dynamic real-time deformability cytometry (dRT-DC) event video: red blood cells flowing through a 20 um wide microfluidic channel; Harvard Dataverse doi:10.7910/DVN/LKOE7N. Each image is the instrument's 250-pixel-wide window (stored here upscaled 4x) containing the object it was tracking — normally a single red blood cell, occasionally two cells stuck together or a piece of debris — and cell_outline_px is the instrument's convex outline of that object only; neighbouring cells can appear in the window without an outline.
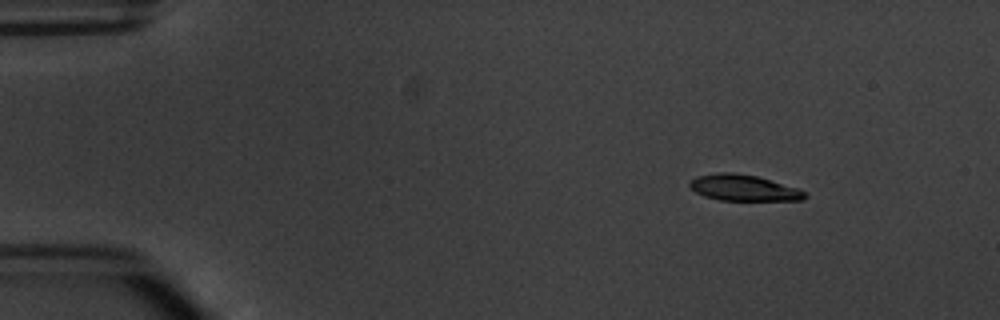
{"species": "common noctule bat (a hibernating species)", "species_latin": "Nyctalus noctula", "temperature_condition": "warm", "stored_images_in_passage": 7, "camera_frame_rate_fps": 3000, "um_per_image_px": 0.085, "animal": {"sex": "male", "body_mass_g": 20.1, "forearm_length_mm": 53.5}, "frame": {"image": 1, "passage_image": 2, "time_ms": 1.333, "image_size_px": [1000, 320], "cell_outline_px": [[808, 196], [804, 200], [720, 200], [704, 196], [696, 192], [688, 184], [696, 176], [716, 172], [736, 172], [756, 176], [800, 188]], "centroid_in_image_um": [63.22, 15.96], "position_along_channel_um": 21.8, "area_um2": 17.57}}
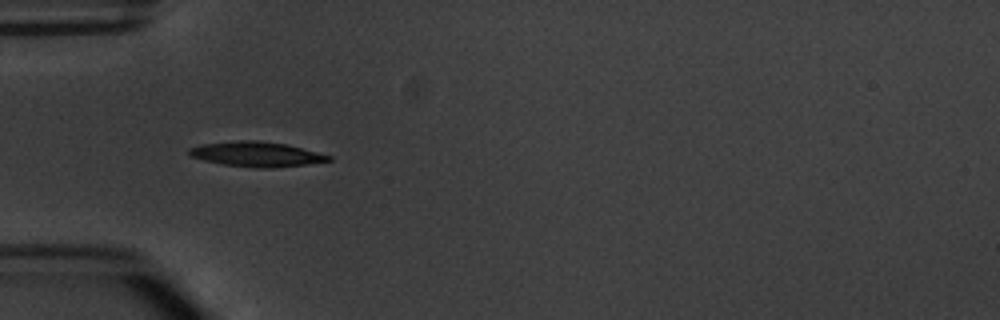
{"frame": {"image": 2, "passage_image": 5, "time_ms": 4.667, "image_size_px": [1000, 320], "cell_outline_px": [[332, 160], [308, 164], [272, 168], [252, 168], [224, 164], [204, 160], [188, 156], [188, 148], [200, 144], [232, 140], [256, 140], [288, 144], [332, 156]], "centroid_in_image_um": [21.77, 13.1], "position_along_channel_um": 63.2, "area_um2": 20.52}}